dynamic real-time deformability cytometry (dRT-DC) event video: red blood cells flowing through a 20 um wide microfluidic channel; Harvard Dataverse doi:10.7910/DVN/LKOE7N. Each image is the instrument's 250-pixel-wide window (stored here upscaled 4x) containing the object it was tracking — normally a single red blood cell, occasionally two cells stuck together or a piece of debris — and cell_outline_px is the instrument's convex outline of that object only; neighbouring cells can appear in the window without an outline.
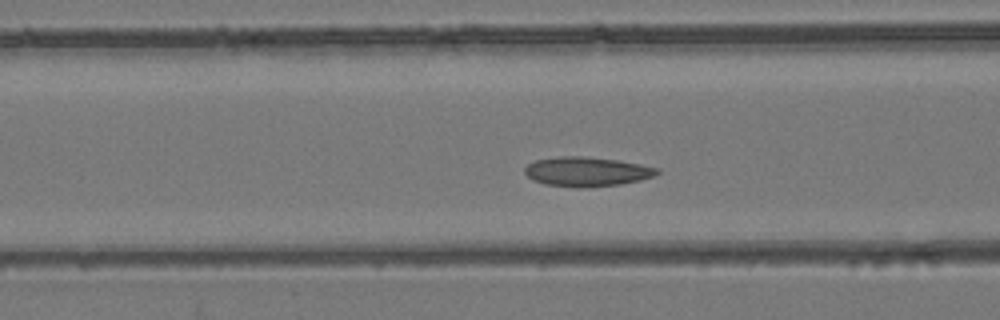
{"species": "common noctule bat (a hibernating species)", "species_latin": "Nyctalus noctula", "temperature_condition": "room temperature", "stored_images_in_passage": 20, "camera_frame_rate_fps": 3000, "um_per_image_px": 0.085, "animal": {"sex": "female", "body_mass_g": 24.6, "forearm_length_mm": 56.2}, "frame": {"image": 1, "passage_image": 8, "time_ms": 2.333, "image_size_px": [1000, 320], "cell_outline_px": [[660, 172], [652, 176], [640, 180], [620, 184], [580, 188], [544, 184], [532, 180], [524, 172], [524, 168], [528, 164], [536, 160], [560, 156], [584, 156], [620, 160], [660, 168]], "centroid_in_image_um": [49.87, 14.58], "position_along_channel_um": 116.7, "area_um2": 22.77}}
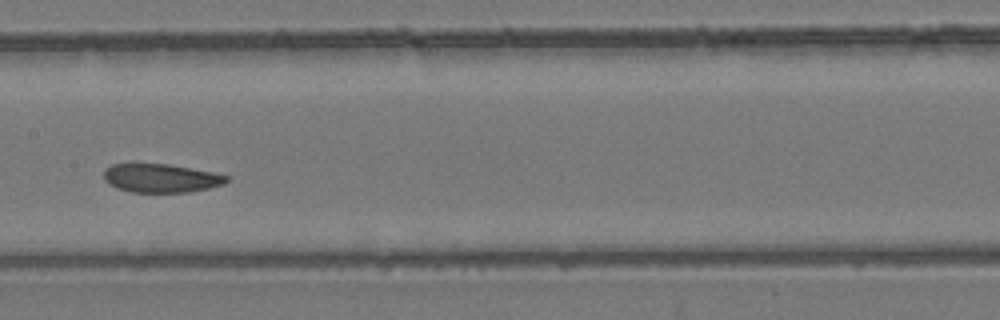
{"frame": {"image": 2, "passage_image": 14, "time_ms": 4.333, "image_size_px": [1000, 320], "cell_outline_px": [[228, 180], [224, 184], [208, 188], [188, 192], [132, 192], [116, 188], [108, 184], [104, 180], [104, 168], [112, 164], [168, 164], [216, 172], [228, 176]], "centroid_in_image_um": [13.67, 15.14], "position_along_channel_um": 193.7, "area_um2": 20.58}}
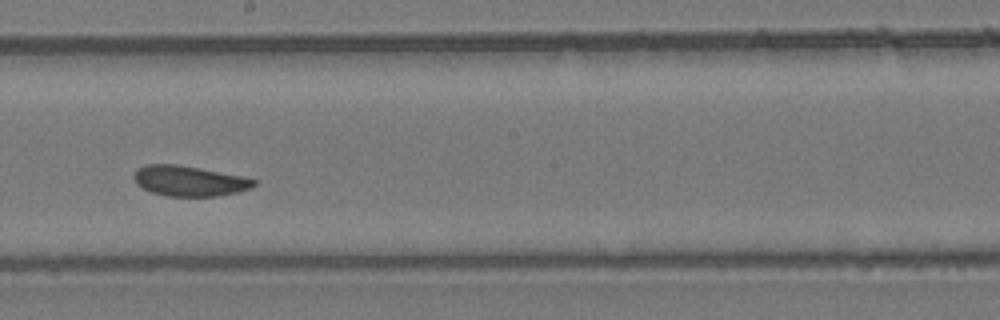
{"frame": {"image": 3, "passage_image": 17, "time_ms": 5.333, "image_size_px": [1000, 320], "cell_outline_px": [[256, 184], [252, 188], [236, 192], [216, 196], [168, 196], [152, 192], [136, 184], [132, 176], [136, 168], [144, 164], [176, 164], [200, 168], [244, 176], [256, 180]], "centroid_in_image_um": [16.06, 15.36], "position_along_channel_um": 232.1, "area_um2": 21.33}}